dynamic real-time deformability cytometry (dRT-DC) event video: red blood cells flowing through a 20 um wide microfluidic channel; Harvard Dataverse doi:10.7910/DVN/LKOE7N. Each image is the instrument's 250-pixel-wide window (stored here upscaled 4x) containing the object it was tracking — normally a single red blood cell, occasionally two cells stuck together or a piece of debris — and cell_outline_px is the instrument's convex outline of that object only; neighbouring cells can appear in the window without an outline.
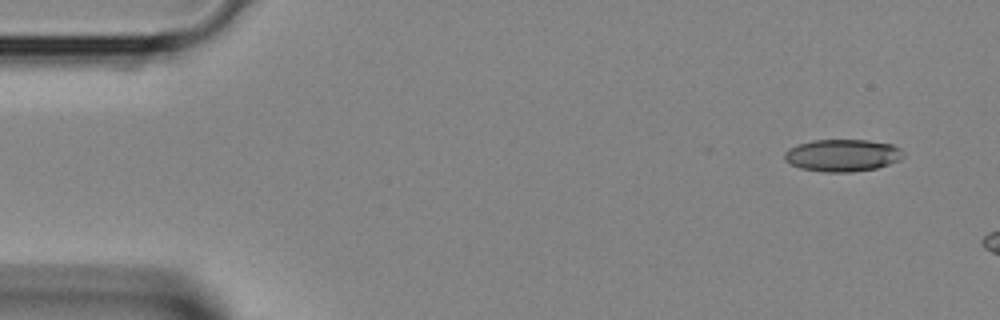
{"species": "Egyptian fruit bat (a non-hibernating species)", "species_latin": "Rousettus aegyptiacus", "temperature_condition": "room temperature", "stored_images_in_passage": 4, "camera_frame_rate_fps": 3000, "um_per_image_px": 0.085, "animal": {"sex": "female"}, "frame": {"image": 1, "passage_image": 1, "time_ms": 0.0, "image_size_px": [1000, 320], "cell_outline_px": [[904, 156], [900, 160], [876, 168], [852, 172], [824, 172], [800, 168], [784, 160], [784, 152], [788, 148], [796, 144], [812, 140], [868, 140], [892, 144], [900, 148]], "centroid_in_image_um": [71.58, 13.2], "position_along_channel_um": 13.4, "area_um2": 22.43}}